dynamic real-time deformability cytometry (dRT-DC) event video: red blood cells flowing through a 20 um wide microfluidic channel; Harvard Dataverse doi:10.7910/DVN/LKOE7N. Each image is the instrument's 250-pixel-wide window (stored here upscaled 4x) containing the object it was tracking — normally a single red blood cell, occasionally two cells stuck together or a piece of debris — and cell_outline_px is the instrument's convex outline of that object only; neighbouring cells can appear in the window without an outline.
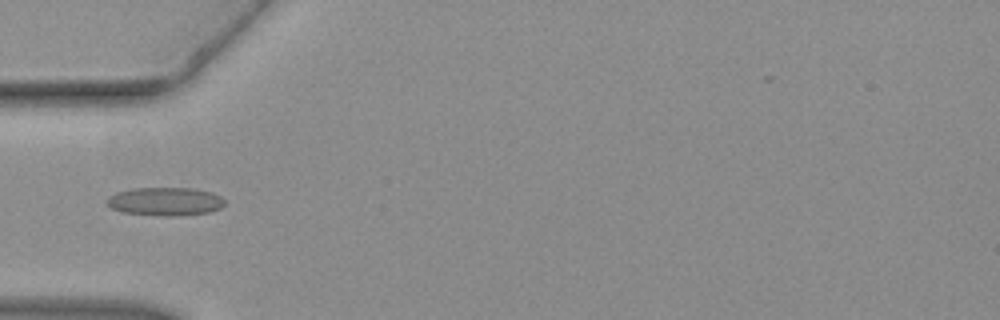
{"species": "common noctule bat (a hibernating species)", "species_latin": "Nyctalus noctula", "temperature_condition": "warm", "stored_images_in_passage": 41, "camera_frame_rate_fps": 3000, "um_per_image_px": 0.085, "animal": {"sex": "female", "body_mass_g": 19.3, "forearm_length_mm": 54.1}, "frame": {"image": 1, "passage_image": 10, "time_ms": 3.0, "image_size_px": [1000, 320], "cell_outline_px": [[224, 204], [220, 208], [208, 212], [180, 216], [160, 216], [124, 212], [112, 208], [108, 204], [108, 196], [116, 192], [132, 188], [192, 188], [212, 192], [220, 196], [224, 200]], "centroid_in_image_um": [14.05, 17.12], "position_along_channel_um": 70.9, "area_um2": 19.42}}
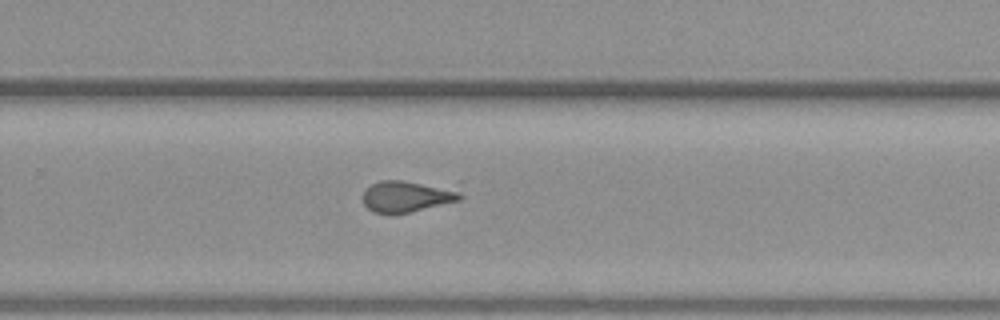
{"frame": {"image": 2, "passage_image": 25, "time_ms": 8.0, "image_size_px": [1000, 320], "cell_outline_px": [[464, 196], [460, 200], [392, 216], [388, 216], [372, 212], [364, 204], [360, 196], [372, 184], [380, 180], [460, 180]], "centroid_in_image_um": [34.85, 16.6], "position_along_channel_um": 294.9, "area_um2": 20.23}}
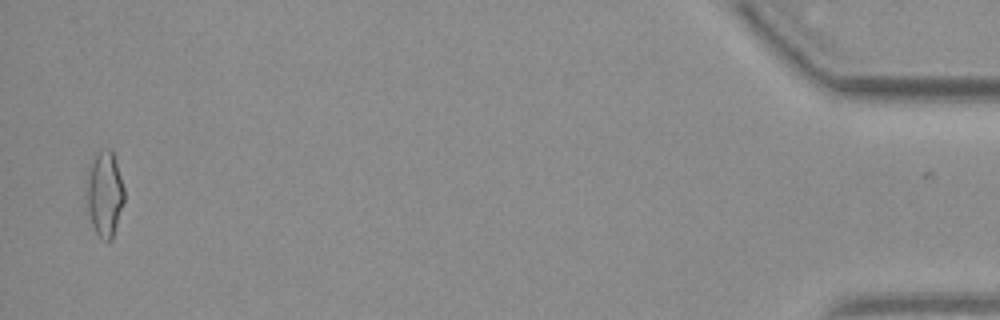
{"frame": {"image": 3, "passage_image": 40, "time_ms": 13.0, "image_size_px": [1000, 320], "cell_outline_px": [[124, 200], [112, 240], [108, 244], [100, 240], [92, 228], [88, 212], [88, 168], [96, 152], [108, 148], [112, 152], [124, 188]], "centroid_in_image_um": [8.89, 16.56], "position_along_channel_um": 426.3, "area_um2": 18.61}}